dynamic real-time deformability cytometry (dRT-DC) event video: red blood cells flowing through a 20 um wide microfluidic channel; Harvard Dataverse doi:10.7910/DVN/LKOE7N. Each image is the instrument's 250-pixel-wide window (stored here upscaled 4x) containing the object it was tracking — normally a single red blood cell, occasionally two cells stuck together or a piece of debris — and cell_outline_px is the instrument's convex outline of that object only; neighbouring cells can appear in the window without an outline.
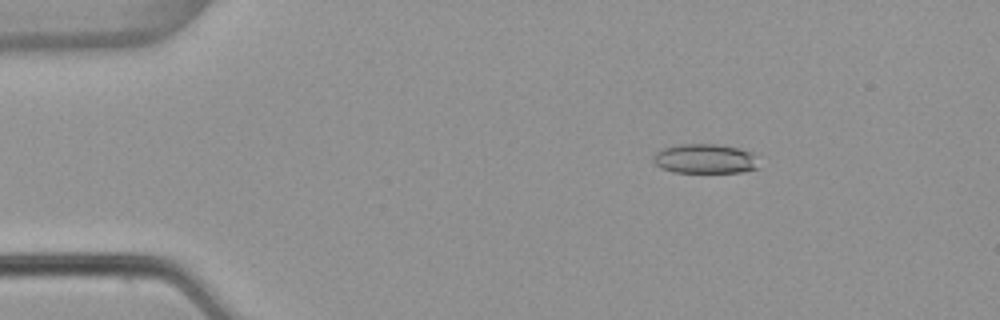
{"species": "common noctule bat (a hibernating species)", "species_latin": "Nyctalus noctula", "temperature_condition": "warm", "stored_images_in_passage": 52, "camera_frame_rate_fps": 3000, "um_per_image_px": 0.085, "animal": {"sex": "female", "body_mass_g": 22.7, "forearm_length_mm": 54.2}, "frame": {"image": 1, "passage_image": 8, "time_ms": 2.333, "image_size_px": [1000, 320], "cell_outline_px": [[760, 168], [740, 172], [672, 172], [660, 168], [652, 160], [652, 156], [660, 148], [680, 144], [716, 144], [740, 148], [752, 152]], "centroid_in_image_um": [59.89, 13.49], "position_along_channel_um": 25.1, "area_um2": 18.38}}
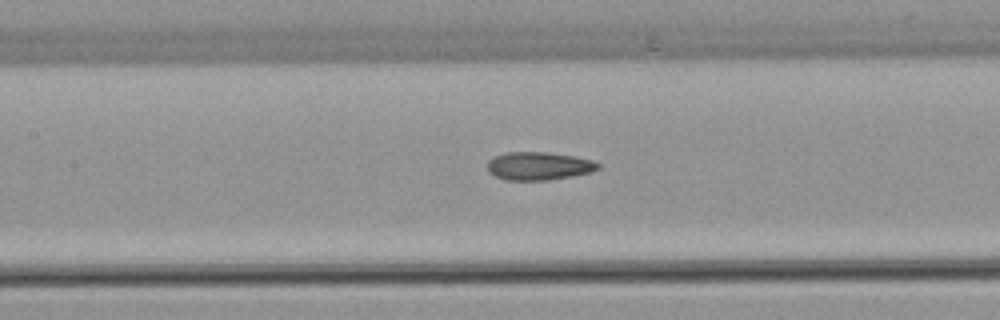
{"frame": {"image": 2, "passage_image": 24, "time_ms": 7.667, "image_size_px": [1000, 320], "cell_outline_px": [[600, 168], [592, 172], [572, 176], [548, 180], [504, 180], [488, 172], [488, 160], [504, 152], [548, 152], [572, 156], [592, 160], [600, 164]], "centroid_in_image_um": [45.79, 14.11], "position_along_channel_um": 161.6, "area_um2": 18.15}}
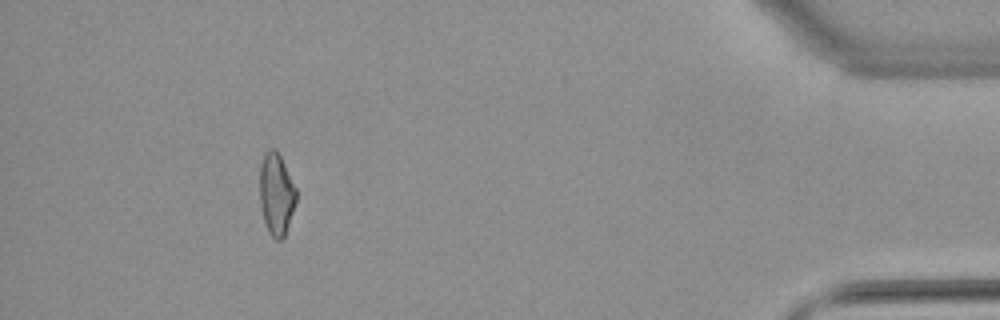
{"frame": {"image": 3, "passage_image": 48, "time_ms": 15.667, "image_size_px": [1000, 320], "cell_outline_px": [[296, 200], [284, 236], [280, 240], [276, 240], [268, 232], [264, 220], [260, 204], [260, 164], [264, 156], [272, 148], [276, 148], [296, 188]], "centroid_in_image_um": [23.48, 16.5], "position_along_channel_um": 411.7, "area_um2": 17.05}, "authors_computed_cell_mechanics": {"area_um2": 18.1492, "velocity_mm_per_s": 3.8876, "shape_relaxation_time_tau1_ms": null, "shape_relaxation_time_tau2_ms": 1.993, "deformation_change_tau1": null, "deformation_change_tau2": 0.0969}}